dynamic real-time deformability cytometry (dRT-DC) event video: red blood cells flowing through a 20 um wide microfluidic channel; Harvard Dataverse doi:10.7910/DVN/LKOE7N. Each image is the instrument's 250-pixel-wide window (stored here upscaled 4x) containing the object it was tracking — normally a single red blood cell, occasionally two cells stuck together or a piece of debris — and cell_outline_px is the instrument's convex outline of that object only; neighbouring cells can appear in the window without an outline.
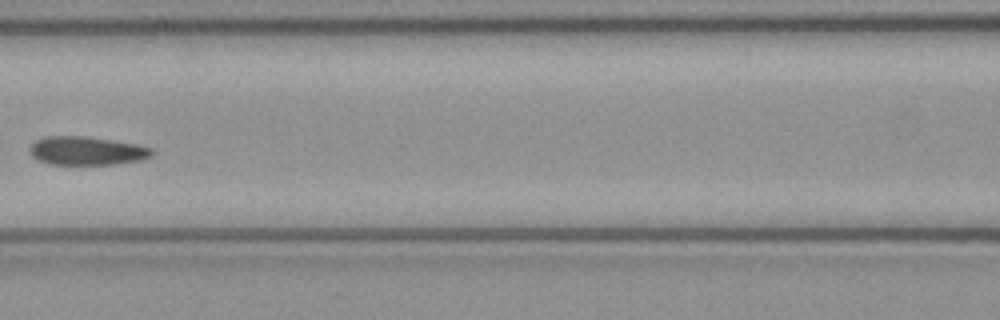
{"species": "common noctule bat (a hibernating species)", "species_latin": "Nyctalus noctula", "temperature_condition": "cold", "stored_images_in_passage": 6, "camera_frame_rate_fps": 3000, "um_per_image_px": 0.085, "animal": {"sex": "female", "body_mass_g": 21.9}, "frame": {"image": 1, "passage_image": 5, "time_ms": 1.333, "image_size_px": [1000, 320], "cell_outline_px": [[156, 152], [152, 156], [140, 160], [116, 164], [48, 164], [32, 156], [28, 148], [36, 140], [44, 136], [84, 136], [112, 140], [136, 144], [152, 148]], "centroid_in_image_um": [7.39, 12.81], "position_along_channel_um": 159.2, "area_um2": 20.35}}
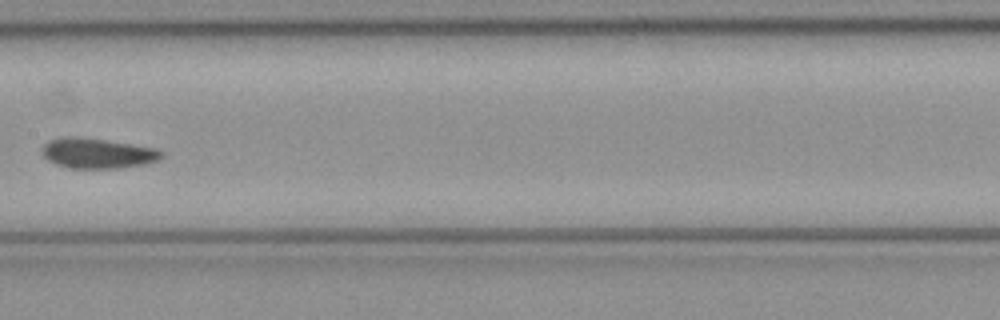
{"frame": {"image": 2, "passage_image": 6, "time_ms": 1.667, "image_size_px": [1000, 320], "cell_outline_px": [[164, 156], [160, 160], [144, 164], [120, 168], [68, 168], [56, 164], [48, 160], [44, 156], [40, 148], [48, 140], [64, 136], [72, 136], [104, 140], [160, 148], [164, 152]], "centroid_in_image_um": [8.31, 13.02], "position_along_channel_um": 199.1, "area_um2": 21.27}}